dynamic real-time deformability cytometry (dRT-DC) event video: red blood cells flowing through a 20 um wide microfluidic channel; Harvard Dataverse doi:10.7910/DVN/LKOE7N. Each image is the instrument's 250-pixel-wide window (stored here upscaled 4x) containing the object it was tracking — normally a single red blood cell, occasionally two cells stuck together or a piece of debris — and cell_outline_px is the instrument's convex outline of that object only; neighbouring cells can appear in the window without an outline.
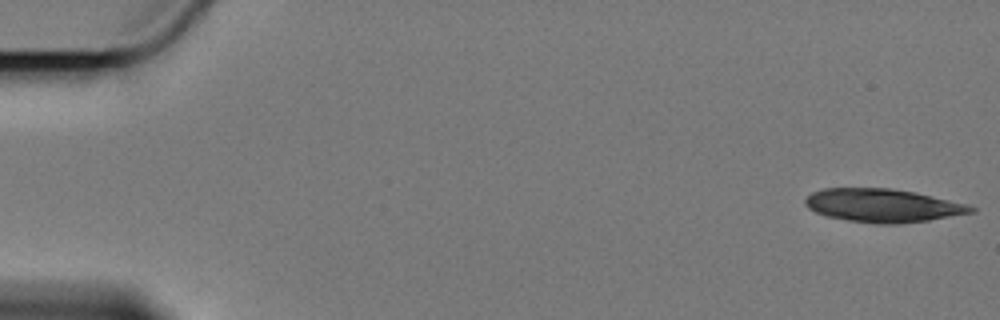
{"species": "Egyptian fruit bat (a non-hibernating species)", "species_latin": "Rousettus aegyptiacus", "temperature_condition": "cold", "stored_images_in_passage": 6, "camera_frame_rate_fps": 3000, "um_per_image_px": 0.085, "animal": {"sex": "female"}, "frame": {"image": 1, "passage_image": 1, "time_ms": 0.0, "image_size_px": [1000, 320], "cell_outline_px": [[976, 212], [928, 220], [900, 224], [876, 224], [848, 220], [828, 216], [816, 212], [808, 208], [804, 204], [804, 200], [812, 192], [824, 188], [892, 188], [916, 192], [964, 204], [976, 208]], "centroid_in_image_um": [75.02, 17.46], "position_along_channel_um": 10.0, "area_um2": 32.08}}